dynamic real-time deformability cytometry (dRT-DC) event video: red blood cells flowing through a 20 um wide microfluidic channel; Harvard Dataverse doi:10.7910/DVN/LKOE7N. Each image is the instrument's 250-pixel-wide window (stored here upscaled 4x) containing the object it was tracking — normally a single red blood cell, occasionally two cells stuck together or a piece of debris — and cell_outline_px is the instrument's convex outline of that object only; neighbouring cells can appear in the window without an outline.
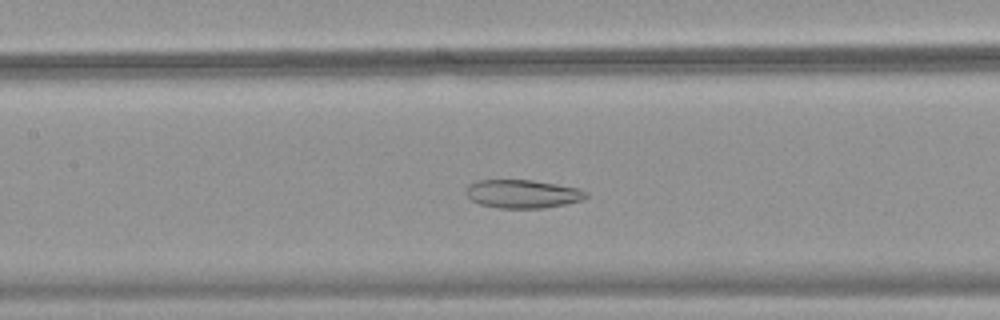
{"species": "common noctule bat (a hibernating species)", "species_latin": "Nyctalus noctula", "temperature_condition": "warm", "stored_images_in_passage": 47, "camera_frame_rate_fps": 3000, "um_per_image_px": 0.085, "animal": {"sex": "female", "body_mass_g": 18.4}, "frame": {"image": 1, "passage_image": 21, "time_ms": 6.667, "image_size_px": [1000, 320], "cell_outline_px": [[588, 196], [584, 200], [544, 208], [496, 208], [480, 204], [472, 200], [468, 196], [468, 184], [476, 180], [532, 180], [580, 188], [588, 192]], "centroid_in_image_um": [44.46, 16.48], "position_along_channel_um": 162.9, "area_um2": 19.88}}
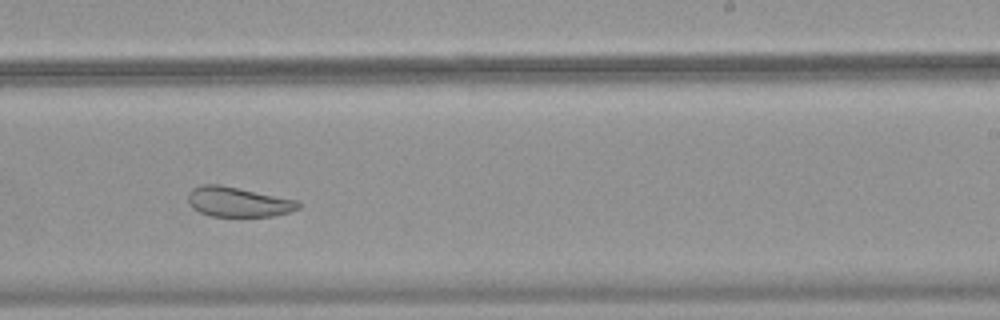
{"frame": {"image": 2, "passage_image": 29, "time_ms": 9.333, "image_size_px": [1000, 320], "cell_outline_px": [[300, 208], [288, 212], [272, 216], [212, 216], [200, 212], [192, 208], [188, 204], [188, 192], [192, 188], [200, 184], [220, 184], [296, 200], [300, 204]], "centroid_in_image_um": [20.18, 17.15], "position_along_channel_um": 268.8, "area_um2": 19.13}}
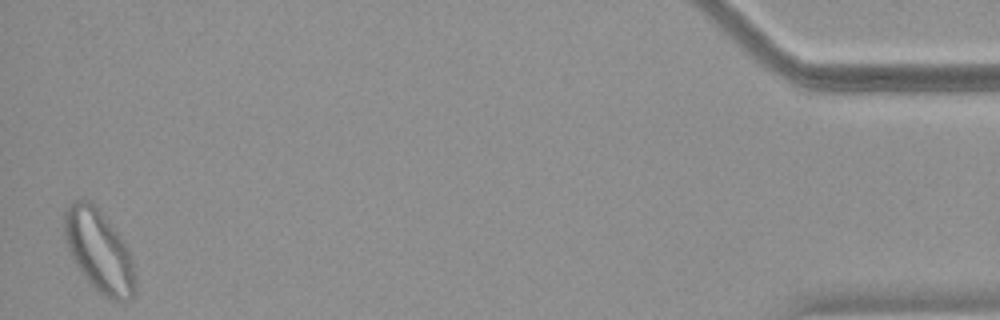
{"frame": {"image": 3, "passage_image": 47, "time_ms": 15.333, "image_size_px": [1000, 320], "cell_outline_px": [[136, 292], [128, 300], [112, 300], [104, 296], [80, 272], [68, 248], [64, 236], [64, 212], [68, 204], [76, 200], [88, 200], [100, 212], [124, 240], [128, 248], [132, 260], [136, 280]], "centroid_in_image_um": [8.43, 21.34], "position_along_channel_um": 426.8, "area_um2": 33.52}}